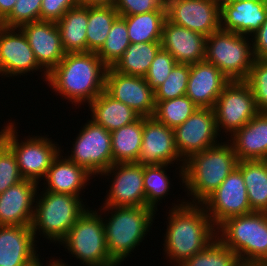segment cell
I'll return each mask as SVG.
<instances>
[{"label":"cell","mask_w":267,"mask_h":266,"mask_svg":"<svg viewBox=\"0 0 267 266\" xmlns=\"http://www.w3.org/2000/svg\"><path fill=\"white\" fill-rule=\"evenodd\" d=\"M76 6V0H42L40 20L57 22L69 9Z\"/></svg>","instance_id":"obj_44"},{"label":"cell","mask_w":267,"mask_h":266,"mask_svg":"<svg viewBox=\"0 0 267 266\" xmlns=\"http://www.w3.org/2000/svg\"><path fill=\"white\" fill-rule=\"evenodd\" d=\"M118 17L114 6H88L87 52H97L102 47Z\"/></svg>","instance_id":"obj_33"},{"label":"cell","mask_w":267,"mask_h":266,"mask_svg":"<svg viewBox=\"0 0 267 266\" xmlns=\"http://www.w3.org/2000/svg\"><path fill=\"white\" fill-rule=\"evenodd\" d=\"M17 0H0V22H2L12 11Z\"/></svg>","instance_id":"obj_46"},{"label":"cell","mask_w":267,"mask_h":266,"mask_svg":"<svg viewBox=\"0 0 267 266\" xmlns=\"http://www.w3.org/2000/svg\"><path fill=\"white\" fill-rule=\"evenodd\" d=\"M107 69L96 52L66 53L46 83L74 106L89 104L105 90Z\"/></svg>","instance_id":"obj_2"},{"label":"cell","mask_w":267,"mask_h":266,"mask_svg":"<svg viewBox=\"0 0 267 266\" xmlns=\"http://www.w3.org/2000/svg\"><path fill=\"white\" fill-rule=\"evenodd\" d=\"M173 130L177 151L184 161L191 155L220 143L217 139L220 133L217 129L214 108H197Z\"/></svg>","instance_id":"obj_14"},{"label":"cell","mask_w":267,"mask_h":266,"mask_svg":"<svg viewBox=\"0 0 267 266\" xmlns=\"http://www.w3.org/2000/svg\"><path fill=\"white\" fill-rule=\"evenodd\" d=\"M63 261V259H50V261H48L49 263H46V266H70Z\"/></svg>","instance_id":"obj_48"},{"label":"cell","mask_w":267,"mask_h":266,"mask_svg":"<svg viewBox=\"0 0 267 266\" xmlns=\"http://www.w3.org/2000/svg\"><path fill=\"white\" fill-rule=\"evenodd\" d=\"M36 194L32 230L34 237L44 235L50 242L59 243L88 209L79 196L41 191ZM42 231V232H41ZM40 232V233H39Z\"/></svg>","instance_id":"obj_6"},{"label":"cell","mask_w":267,"mask_h":266,"mask_svg":"<svg viewBox=\"0 0 267 266\" xmlns=\"http://www.w3.org/2000/svg\"><path fill=\"white\" fill-rule=\"evenodd\" d=\"M105 91L142 117H153L156 107L155 92L144 77L126 75L107 69Z\"/></svg>","instance_id":"obj_18"},{"label":"cell","mask_w":267,"mask_h":266,"mask_svg":"<svg viewBox=\"0 0 267 266\" xmlns=\"http://www.w3.org/2000/svg\"><path fill=\"white\" fill-rule=\"evenodd\" d=\"M229 138L238 161L267 160V112H259Z\"/></svg>","instance_id":"obj_25"},{"label":"cell","mask_w":267,"mask_h":266,"mask_svg":"<svg viewBox=\"0 0 267 266\" xmlns=\"http://www.w3.org/2000/svg\"><path fill=\"white\" fill-rule=\"evenodd\" d=\"M112 176L110 189L103 206H146L144 190V165L138 163H114L100 176Z\"/></svg>","instance_id":"obj_16"},{"label":"cell","mask_w":267,"mask_h":266,"mask_svg":"<svg viewBox=\"0 0 267 266\" xmlns=\"http://www.w3.org/2000/svg\"><path fill=\"white\" fill-rule=\"evenodd\" d=\"M205 61L230 81L246 80L255 61L252 39L220 28L206 38Z\"/></svg>","instance_id":"obj_8"},{"label":"cell","mask_w":267,"mask_h":266,"mask_svg":"<svg viewBox=\"0 0 267 266\" xmlns=\"http://www.w3.org/2000/svg\"><path fill=\"white\" fill-rule=\"evenodd\" d=\"M120 17L126 21L130 43L161 42L166 10Z\"/></svg>","instance_id":"obj_32"},{"label":"cell","mask_w":267,"mask_h":266,"mask_svg":"<svg viewBox=\"0 0 267 266\" xmlns=\"http://www.w3.org/2000/svg\"><path fill=\"white\" fill-rule=\"evenodd\" d=\"M91 120L109 132L136 121L140 115L126 104L115 100L105 90L88 104Z\"/></svg>","instance_id":"obj_27"},{"label":"cell","mask_w":267,"mask_h":266,"mask_svg":"<svg viewBox=\"0 0 267 266\" xmlns=\"http://www.w3.org/2000/svg\"><path fill=\"white\" fill-rule=\"evenodd\" d=\"M161 48V42L130 43L112 68L122 74L145 77Z\"/></svg>","instance_id":"obj_31"},{"label":"cell","mask_w":267,"mask_h":266,"mask_svg":"<svg viewBox=\"0 0 267 266\" xmlns=\"http://www.w3.org/2000/svg\"><path fill=\"white\" fill-rule=\"evenodd\" d=\"M230 80L207 61L190 65L186 96L198 108H214L223 88Z\"/></svg>","instance_id":"obj_22"},{"label":"cell","mask_w":267,"mask_h":266,"mask_svg":"<svg viewBox=\"0 0 267 266\" xmlns=\"http://www.w3.org/2000/svg\"><path fill=\"white\" fill-rule=\"evenodd\" d=\"M206 36L165 20L161 47L177 63L192 65L205 60Z\"/></svg>","instance_id":"obj_23"},{"label":"cell","mask_w":267,"mask_h":266,"mask_svg":"<svg viewBox=\"0 0 267 266\" xmlns=\"http://www.w3.org/2000/svg\"><path fill=\"white\" fill-rule=\"evenodd\" d=\"M201 204L216 228L230 217L253 212L242 172L238 167Z\"/></svg>","instance_id":"obj_12"},{"label":"cell","mask_w":267,"mask_h":266,"mask_svg":"<svg viewBox=\"0 0 267 266\" xmlns=\"http://www.w3.org/2000/svg\"><path fill=\"white\" fill-rule=\"evenodd\" d=\"M33 71L42 72L43 80L47 81L48 73L38 64L22 30L0 25V75L10 79Z\"/></svg>","instance_id":"obj_15"},{"label":"cell","mask_w":267,"mask_h":266,"mask_svg":"<svg viewBox=\"0 0 267 266\" xmlns=\"http://www.w3.org/2000/svg\"><path fill=\"white\" fill-rule=\"evenodd\" d=\"M190 65L177 63L167 79L156 88L155 100H169L186 95Z\"/></svg>","instance_id":"obj_38"},{"label":"cell","mask_w":267,"mask_h":266,"mask_svg":"<svg viewBox=\"0 0 267 266\" xmlns=\"http://www.w3.org/2000/svg\"><path fill=\"white\" fill-rule=\"evenodd\" d=\"M23 180L17 159L0 136V194Z\"/></svg>","instance_id":"obj_40"},{"label":"cell","mask_w":267,"mask_h":266,"mask_svg":"<svg viewBox=\"0 0 267 266\" xmlns=\"http://www.w3.org/2000/svg\"><path fill=\"white\" fill-rule=\"evenodd\" d=\"M3 127L0 130V136L15 154L23 179L39 184L41 179L44 180L54 159L63 150L60 149L59 144L47 138L48 136L32 135L20 141L15 122H9Z\"/></svg>","instance_id":"obj_9"},{"label":"cell","mask_w":267,"mask_h":266,"mask_svg":"<svg viewBox=\"0 0 267 266\" xmlns=\"http://www.w3.org/2000/svg\"><path fill=\"white\" fill-rule=\"evenodd\" d=\"M91 209L77 219L59 244L85 266H119L107 250L102 214Z\"/></svg>","instance_id":"obj_7"},{"label":"cell","mask_w":267,"mask_h":266,"mask_svg":"<svg viewBox=\"0 0 267 266\" xmlns=\"http://www.w3.org/2000/svg\"><path fill=\"white\" fill-rule=\"evenodd\" d=\"M186 201L172 203L174 206L167 215L163 251L166 260L169 258L168 261L174 262L175 266L203 251L217 237L216 227L203 205Z\"/></svg>","instance_id":"obj_1"},{"label":"cell","mask_w":267,"mask_h":266,"mask_svg":"<svg viewBox=\"0 0 267 266\" xmlns=\"http://www.w3.org/2000/svg\"><path fill=\"white\" fill-rule=\"evenodd\" d=\"M237 164V156L228 140L191 155L184 163V190L191 196L187 203L201 204Z\"/></svg>","instance_id":"obj_3"},{"label":"cell","mask_w":267,"mask_h":266,"mask_svg":"<svg viewBox=\"0 0 267 266\" xmlns=\"http://www.w3.org/2000/svg\"><path fill=\"white\" fill-rule=\"evenodd\" d=\"M143 133V117L111 132L114 163H137Z\"/></svg>","instance_id":"obj_30"},{"label":"cell","mask_w":267,"mask_h":266,"mask_svg":"<svg viewBox=\"0 0 267 266\" xmlns=\"http://www.w3.org/2000/svg\"><path fill=\"white\" fill-rule=\"evenodd\" d=\"M19 28L26 36L38 64L49 74L66 54L56 22L40 20Z\"/></svg>","instance_id":"obj_19"},{"label":"cell","mask_w":267,"mask_h":266,"mask_svg":"<svg viewBox=\"0 0 267 266\" xmlns=\"http://www.w3.org/2000/svg\"><path fill=\"white\" fill-rule=\"evenodd\" d=\"M218 133H228L231 136L241 129L259 110L254 95L245 80L229 81L214 106Z\"/></svg>","instance_id":"obj_10"},{"label":"cell","mask_w":267,"mask_h":266,"mask_svg":"<svg viewBox=\"0 0 267 266\" xmlns=\"http://www.w3.org/2000/svg\"><path fill=\"white\" fill-rule=\"evenodd\" d=\"M30 266H45L41 260L39 259L37 262H35L34 264L30 265Z\"/></svg>","instance_id":"obj_50"},{"label":"cell","mask_w":267,"mask_h":266,"mask_svg":"<svg viewBox=\"0 0 267 266\" xmlns=\"http://www.w3.org/2000/svg\"><path fill=\"white\" fill-rule=\"evenodd\" d=\"M31 225L0 226V266H30L40 254Z\"/></svg>","instance_id":"obj_21"},{"label":"cell","mask_w":267,"mask_h":266,"mask_svg":"<svg viewBox=\"0 0 267 266\" xmlns=\"http://www.w3.org/2000/svg\"><path fill=\"white\" fill-rule=\"evenodd\" d=\"M169 165H145L144 166V190L146 197V207H151L157 211L158 202L170 193V177L166 169ZM166 168V169H165Z\"/></svg>","instance_id":"obj_37"},{"label":"cell","mask_w":267,"mask_h":266,"mask_svg":"<svg viewBox=\"0 0 267 266\" xmlns=\"http://www.w3.org/2000/svg\"><path fill=\"white\" fill-rule=\"evenodd\" d=\"M179 162V163H176ZM142 165L180 164L179 177L184 186V163L180 157L174 138V130L154 117H143L142 144L137 161ZM181 168V169H180Z\"/></svg>","instance_id":"obj_13"},{"label":"cell","mask_w":267,"mask_h":266,"mask_svg":"<svg viewBox=\"0 0 267 266\" xmlns=\"http://www.w3.org/2000/svg\"><path fill=\"white\" fill-rule=\"evenodd\" d=\"M155 101L156 107L153 117L172 129L181 125L198 108L186 95Z\"/></svg>","instance_id":"obj_34"},{"label":"cell","mask_w":267,"mask_h":266,"mask_svg":"<svg viewBox=\"0 0 267 266\" xmlns=\"http://www.w3.org/2000/svg\"><path fill=\"white\" fill-rule=\"evenodd\" d=\"M267 18V1L220 3V28L245 36L256 33Z\"/></svg>","instance_id":"obj_24"},{"label":"cell","mask_w":267,"mask_h":266,"mask_svg":"<svg viewBox=\"0 0 267 266\" xmlns=\"http://www.w3.org/2000/svg\"><path fill=\"white\" fill-rule=\"evenodd\" d=\"M237 167L242 172L251 210L267 212V161L241 160Z\"/></svg>","instance_id":"obj_29"},{"label":"cell","mask_w":267,"mask_h":266,"mask_svg":"<svg viewBox=\"0 0 267 266\" xmlns=\"http://www.w3.org/2000/svg\"><path fill=\"white\" fill-rule=\"evenodd\" d=\"M60 154L54 159L45 180H43L46 181L43 184L47 185L44 186V191L80 197L81 191L86 189V186L89 185L87 183L93 176L83 167L68 159L67 156L63 158V155Z\"/></svg>","instance_id":"obj_26"},{"label":"cell","mask_w":267,"mask_h":266,"mask_svg":"<svg viewBox=\"0 0 267 266\" xmlns=\"http://www.w3.org/2000/svg\"><path fill=\"white\" fill-rule=\"evenodd\" d=\"M87 23L88 6L73 7L56 22L66 53L87 52Z\"/></svg>","instance_id":"obj_28"},{"label":"cell","mask_w":267,"mask_h":266,"mask_svg":"<svg viewBox=\"0 0 267 266\" xmlns=\"http://www.w3.org/2000/svg\"><path fill=\"white\" fill-rule=\"evenodd\" d=\"M251 39L255 59L267 60V18Z\"/></svg>","instance_id":"obj_45"},{"label":"cell","mask_w":267,"mask_h":266,"mask_svg":"<svg viewBox=\"0 0 267 266\" xmlns=\"http://www.w3.org/2000/svg\"><path fill=\"white\" fill-rule=\"evenodd\" d=\"M257 266H267V264H261V265H257Z\"/></svg>","instance_id":"obj_52"},{"label":"cell","mask_w":267,"mask_h":266,"mask_svg":"<svg viewBox=\"0 0 267 266\" xmlns=\"http://www.w3.org/2000/svg\"><path fill=\"white\" fill-rule=\"evenodd\" d=\"M245 81L251 88L259 112H267V60L255 59Z\"/></svg>","instance_id":"obj_39"},{"label":"cell","mask_w":267,"mask_h":266,"mask_svg":"<svg viewBox=\"0 0 267 266\" xmlns=\"http://www.w3.org/2000/svg\"><path fill=\"white\" fill-rule=\"evenodd\" d=\"M39 184L23 179L0 194V226L31 225Z\"/></svg>","instance_id":"obj_20"},{"label":"cell","mask_w":267,"mask_h":266,"mask_svg":"<svg viewBox=\"0 0 267 266\" xmlns=\"http://www.w3.org/2000/svg\"><path fill=\"white\" fill-rule=\"evenodd\" d=\"M42 0H17L11 13L1 22L5 27H20L29 22L40 21Z\"/></svg>","instance_id":"obj_41"},{"label":"cell","mask_w":267,"mask_h":266,"mask_svg":"<svg viewBox=\"0 0 267 266\" xmlns=\"http://www.w3.org/2000/svg\"><path fill=\"white\" fill-rule=\"evenodd\" d=\"M163 2H164V4H166L168 1H170V0H162Z\"/></svg>","instance_id":"obj_51"},{"label":"cell","mask_w":267,"mask_h":266,"mask_svg":"<svg viewBox=\"0 0 267 266\" xmlns=\"http://www.w3.org/2000/svg\"><path fill=\"white\" fill-rule=\"evenodd\" d=\"M219 3H232V2H238V1H267V0H218Z\"/></svg>","instance_id":"obj_49"},{"label":"cell","mask_w":267,"mask_h":266,"mask_svg":"<svg viewBox=\"0 0 267 266\" xmlns=\"http://www.w3.org/2000/svg\"><path fill=\"white\" fill-rule=\"evenodd\" d=\"M165 7L167 20L175 25L206 37L220 29L218 0H170Z\"/></svg>","instance_id":"obj_17"},{"label":"cell","mask_w":267,"mask_h":266,"mask_svg":"<svg viewBox=\"0 0 267 266\" xmlns=\"http://www.w3.org/2000/svg\"><path fill=\"white\" fill-rule=\"evenodd\" d=\"M216 235L243 266L267 264V212L230 217L216 228Z\"/></svg>","instance_id":"obj_5"},{"label":"cell","mask_w":267,"mask_h":266,"mask_svg":"<svg viewBox=\"0 0 267 266\" xmlns=\"http://www.w3.org/2000/svg\"><path fill=\"white\" fill-rule=\"evenodd\" d=\"M99 211L105 214L103 222L107 250L110 257L120 265L125 258L130 257L131 252H134L148 234L156 211L146 206H101ZM108 215L109 218L105 220L104 217Z\"/></svg>","instance_id":"obj_4"},{"label":"cell","mask_w":267,"mask_h":266,"mask_svg":"<svg viewBox=\"0 0 267 266\" xmlns=\"http://www.w3.org/2000/svg\"><path fill=\"white\" fill-rule=\"evenodd\" d=\"M78 6H114L116 0H76Z\"/></svg>","instance_id":"obj_47"},{"label":"cell","mask_w":267,"mask_h":266,"mask_svg":"<svg viewBox=\"0 0 267 266\" xmlns=\"http://www.w3.org/2000/svg\"><path fill=\"white\" fill-rule=\"evenodd\" d=\"M130 45L126 21L118 17L112 24L106 41L96 52L100 60L108 67H113Z\"/></svg>","instance_id":"obj_36"},{"label":"cell","mask_w":267,"mask_h":266,"mask_svg":"<svg viewBox=\"0 0 267 266\" xmlns=\"http://www.w3.org/2000/svg\"><path fill=\"white\" fill-rule=\"evenodd\" d=\"M114 7L119 16H131L156 10H166L162 0H116Z\"/></svg>","instance_id":"obj_43"},{"label":"cell","mask_w":267,"mask_h":266,"mask_svg":"<svg viewBox=\"0 0 267 266\" xmlns=\"http://www.w3.org/2000/svg\"><path fill=\"white\" fill-rule=\"evenodd\" d=\"M177 64L174 57L162 48L155 55L144 79L154 91L168 77L173 67Z\"/></svg>","instance_id":"obj_42"},{"label":"cell","mask_w":267,"mask_h":266,"mask_svg":"<svg viewBox=\"0 0 267 266\" xmlns=\"http://www.w3.org/2000/svg\"><path fill=\"white\" fill-rule=\"evenodd\" d=\"M72 145L73 151L67 158L83 167L93 178L113 164L111 132L91 119L79 130Z\"/></svg>","instance_id":"obj_11"},{"label":"cell","mask_w":267,"mask_h":266,"mask_svg":"<svg viewBox=\"0 0 267 266\" xmlns=\"http://www.w3.org/2000/svg\"><path fill=\"white\" fill-rule=\"evenodd\" d=\"M179 266H243L238 254L217 237L201 252Z\"/></svg>","instance_id":"obj_35"}]
</instances>
